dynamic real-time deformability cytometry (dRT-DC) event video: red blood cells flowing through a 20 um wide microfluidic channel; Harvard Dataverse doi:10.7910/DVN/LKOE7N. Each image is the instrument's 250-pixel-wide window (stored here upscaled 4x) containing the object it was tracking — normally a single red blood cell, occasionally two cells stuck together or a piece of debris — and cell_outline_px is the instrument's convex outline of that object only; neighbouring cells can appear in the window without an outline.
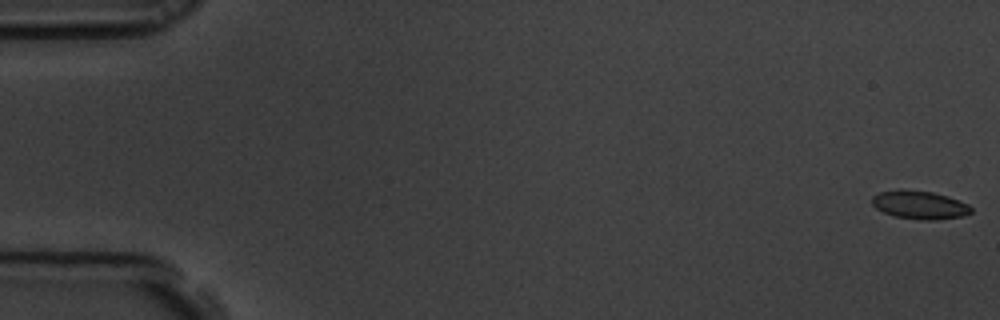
{"species": "common noctule bat (a hibernating species)", "species_latin": "Nyctalus noctula", "temperature_condition": "room temperature", "stored_images_in_passage": 7, "segment_of_instrument_passage": [1, 2], "camera_frame_rate_fps": 3000, "um_per_image_px": 0.085, "animal": {"sex": "male", "body_mass_g": 19.5, "forearm_length_mm": 54.6}, "frame": {"image": 1, "passage_image": 1, "time_ms": 0.0, "image_size_px": [1000, 320], "cell_outline_px": [[972, 212], [964, 216], [936, 220], [924, 220], [896, 216], [884, 212], [876, 208], [872, 204], [872, 196], [880, 192], [900, 188], [932, 192], [948, 196], [968, 204], [972, 208]], "centroid_in_image_um": [78.18, 17.4], "position_along_channel_um": 6.8, "area_um2": 16.42}}
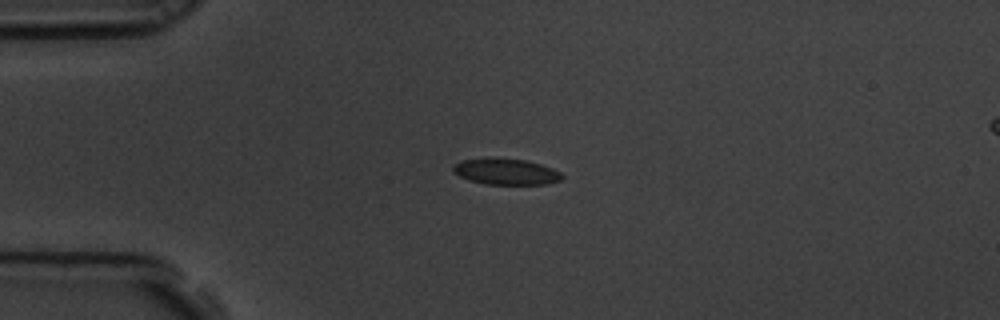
{"frame": {"image": 2, "passage_image": 5, "time_ms": 1.333, "image_size_px": [1000, 320], "cell_outline_px": [[564, 176], [560, 180], [548, 184], [484, 184], [468, 180], [452, 172], [452, 168], [460, 160], [496, 156], [524, 160], [540, 164], [552, 168], [560, 172]], "centroid_in_image_um": [42.97, 14.57], "position_along_channel_um": 42.0, "area_um2": 16.88}}